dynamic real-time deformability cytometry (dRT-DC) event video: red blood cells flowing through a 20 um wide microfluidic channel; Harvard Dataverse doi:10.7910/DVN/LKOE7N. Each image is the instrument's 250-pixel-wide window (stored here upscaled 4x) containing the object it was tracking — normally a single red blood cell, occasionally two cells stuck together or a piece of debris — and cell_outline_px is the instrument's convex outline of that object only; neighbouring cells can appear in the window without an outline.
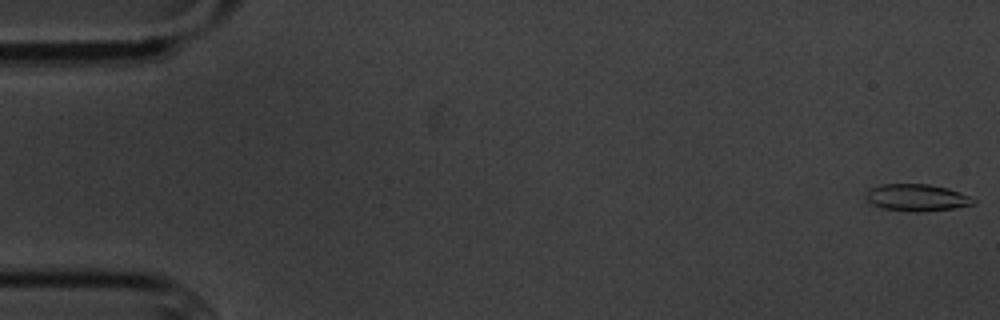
{"species": "common noctule bat (a hibernating species)", "species_latin": "Nyctalus noctula", "temperature_condition": "cold", "stored_images_in_passage": 57, "camera_frame_rate_fps": 3000, "um_per_image_px": 0.085, "animal": {"sex": "male", "body_mass_g": 20.1, "forearm_length_mm": 53.5}, "frame": {"image": 1, "passage_image": 1, "time_ms": 0.0, "image_size_px": [1000, 320], "cell_outline_px": [[976, 204], [956, 208], [920, 212], [912, 212], [884, 208], [872, 204], [864, 196], [868, 188], [880, 184], [932, 184], [948, 188], [960, 192], [976, 200]], "centroid_in_image_um": [77.93, 16.79], "position_along_channel_um": 7.1, "area_um2": 17.11}}
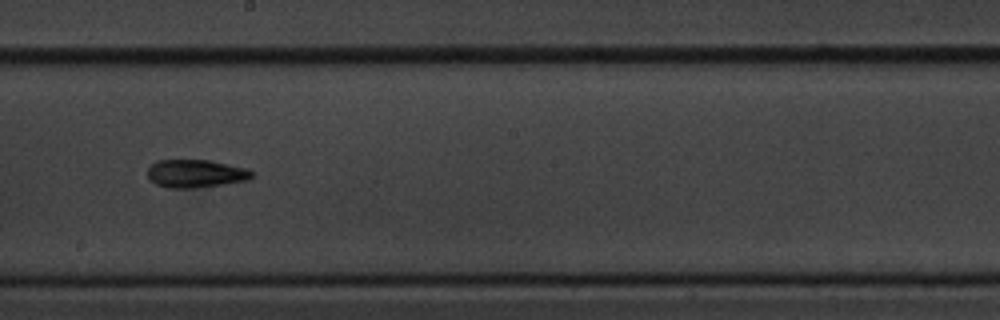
{"frame": {"image": 2, "passage_image": 32, "time_ms": 10.333, "image_size_px": [1000, 320], "cell_outline_px": [[252, 176], [248, 180], [224, 184], [192, 188], [172, 188], [156, 184], [148, 180], [148, 168], [156, 160], [208, 160], [248, 168], [252, 172]], "centroid_in_image_um": [16.62, 14.75], "position_along_channel_um": 231.6, "area_um2": 16.99}}
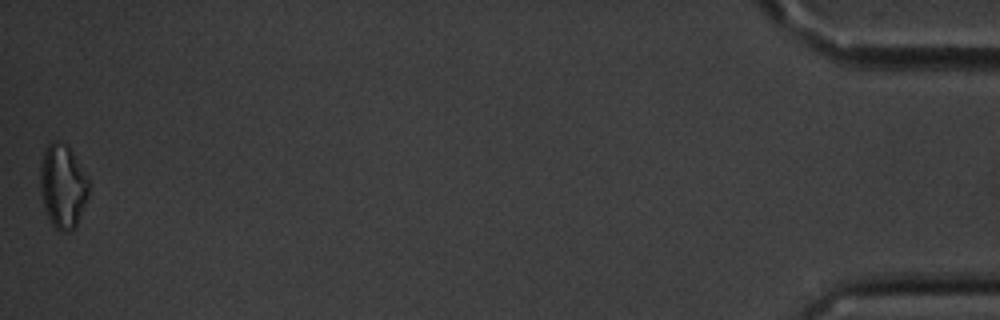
{"frame": {"image": 3, "passage_image": 57, "time_ms": 18.667, "image_size_px": [1000, 320], "cell_outline_px": [[88, 196], [76, 228], [72, 232], [60, 232], [52, 224], [44, 208], [40, 192], [40, 164], [44, 152], [48, 144], [52, 140], [56, 140], [68, 144], [88, 176]], "centroid_in_image_um": [5.34, 15.82], "position_along_channel_um": 429.9, "area_um2": 24.16}, "authors_computed_cell_mechanics": {"area_um2": 16.8776, "velocity_mm_per_s": 3.5028, "shape_relaxation_time_tau1_ms": 4.4281, "shape_relaxation_time_tau2_ms": null, "deformation_change_tau1": 0.155, "deformation_change_tau2": null}}